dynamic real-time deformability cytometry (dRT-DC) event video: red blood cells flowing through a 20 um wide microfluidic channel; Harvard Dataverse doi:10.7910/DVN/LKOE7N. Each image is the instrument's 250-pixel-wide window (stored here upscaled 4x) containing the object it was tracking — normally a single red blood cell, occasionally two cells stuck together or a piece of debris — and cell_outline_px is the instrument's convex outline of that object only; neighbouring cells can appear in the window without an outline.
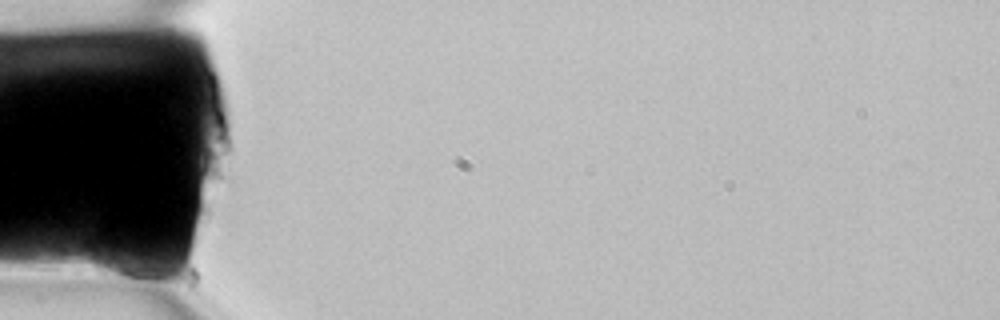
{"species": "common noctule bat (a hibernating species)", "species_latin": "Nyctalus noctula", "temperature_condition": "room temperature", "stored_images_in_passage": 3, "camera_frame_rate_fps": 3000, "um_per_image_px": 0.085, "animal": {"sex": "female", "body_mass_g": 22.7, "forearm_length_mm": 54.2}, "frame": {"image": 1, "passage_image": 1, "time_ms": 0.0, "image_size_px": [1000, 320], "cell_outline_px": [[160, 276], [156, 288], [96, 272], [92, 268], [88, 260], [96, 240], [104, 240], [140, 256], [160, 272]], "centroid_in_image_um": [10.41, 22.47], "position_along_channel_um": 74.6, "area_um2": 13.99}}